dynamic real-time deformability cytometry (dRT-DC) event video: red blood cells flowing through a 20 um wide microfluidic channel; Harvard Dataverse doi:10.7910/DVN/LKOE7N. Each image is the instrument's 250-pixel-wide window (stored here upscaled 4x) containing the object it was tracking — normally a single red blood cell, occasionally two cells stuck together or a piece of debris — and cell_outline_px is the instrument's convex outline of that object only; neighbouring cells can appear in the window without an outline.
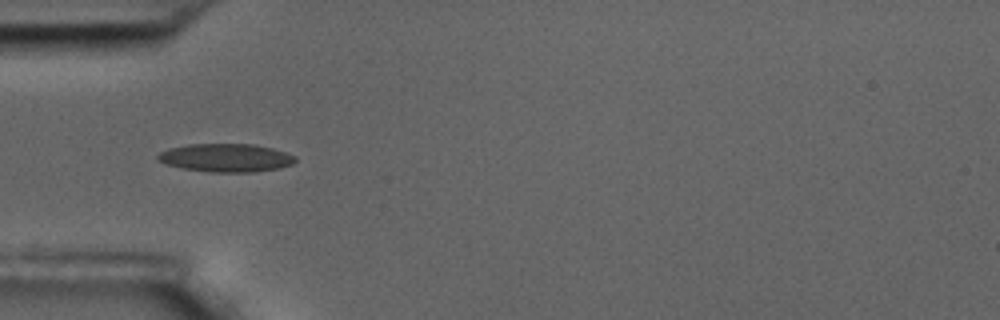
{"species": "common noctule bat (a hibernating species)", "species_latin": "Nyctalus noctula", "temperature_condition": "room temperature", "stored_images_in_passage": 6, "camera_frame_rate_fps": 3000, "um_per_image_px": 0.085, "animal": {"sex": "male", "body_mass_g": 17.5, "forearm_length_mm": 52.3}, "frame": {"image": 1, "passage_image": 5, "time_ms": 1.333, "image_size_px": [1000, 320], "cell_outline_px": [[296, 160], [292, 164], [280, 168], [252, 172], [208, 172], [184, 168], [168, 164], [156, 160], [156, 156], [160, 152], [168, 148], [188, 144], [252, 144], [272, 148], [296, 156]], "centroid_in_image_um": [19.19, 13.41], "position_along_channel_um": 65.8, "area_um2": 22.6}}